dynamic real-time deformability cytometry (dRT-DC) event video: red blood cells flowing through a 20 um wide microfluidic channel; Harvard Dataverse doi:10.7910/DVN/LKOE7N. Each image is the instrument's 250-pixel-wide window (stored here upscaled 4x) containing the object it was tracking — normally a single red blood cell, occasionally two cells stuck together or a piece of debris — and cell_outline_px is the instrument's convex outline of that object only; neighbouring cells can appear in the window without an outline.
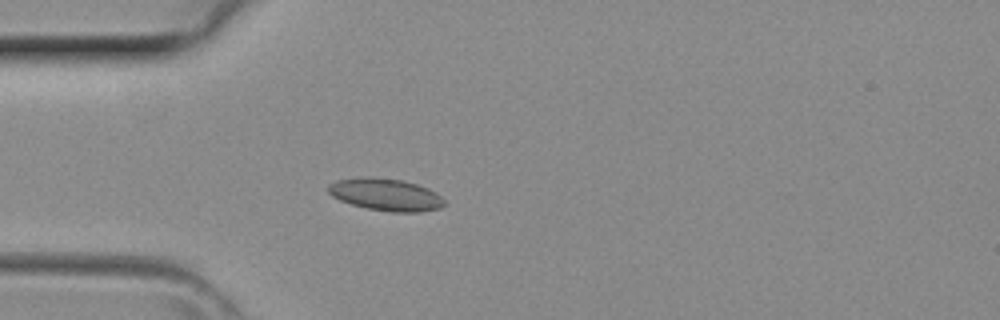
{"species": "common noctule bat (a hibernating species)", "species_latin": "Nyctalus noctula", "temperature_condition": "room temperature", "stored_images_in_passage": 35, "camera_frame_rate_fps": 3000, "um_per_image_px": 0.085, "animal": {"sex": "female", "body_mass_g": 29.2, "forearm_length_mm": 56.3}, "frame": {"image": 1, "passage_image": 6, "time_ms": 1.667, "image_size_px": [1000, 320], "cell_outline_px": [[444, 204], [440, 208], [420, 212], [392, 212], [368, 208], [352, 204], [340, 200], [332, 196], [328, 192], [328, 184], [336, 180], [400, 180], [416, 184], [428, 188], [436, 192], [444, 200]], "centroid_in_image_um": [32.84, 16.6], "position_along_channel_um": 52.2, "area_um2": 20.75}}
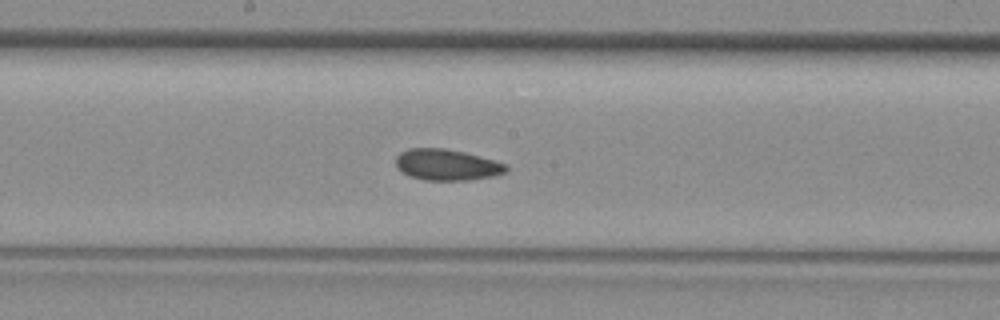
{"frame": {"image": 2, "passage_image": 16, "time_ms": 5.0, "image_size_px": [1000, 320], "cell_outline_px": [[508, 168], [504, 172], [496, 176], [468, 180], [424, 180], [408, 176], [396, 168], [396, 156], [400, 152], [408, 148], [444, 148], [464, 152], [496, 160], [508, 164]], "centroid_in_image_um": [37.97, 14.01], "position_along_channel_um": 210.2, "area_um2": 20.29}}
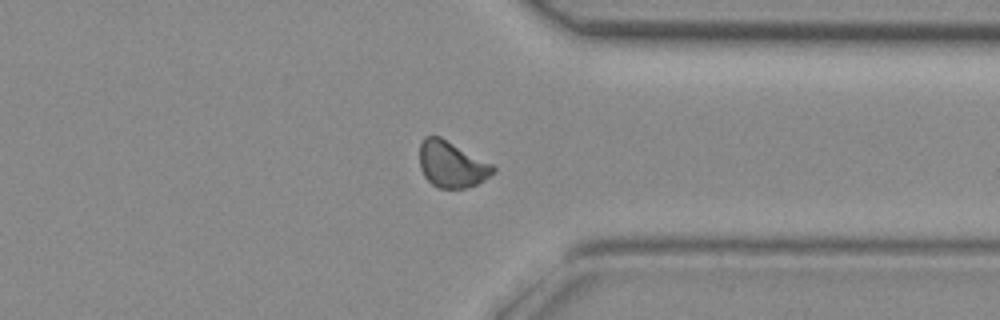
{"frame": {"image": 3, "passage_image": 26, "time_ms": 8.333, "image_size_px": [1000, 320], "cell_outline_px": [[496, 172], [484, 180], [476, 184], [464, 188], [440, 188], [432, 184], [424, 176], [420, 168], [420, 144], [424, 136], [440, 136], [492, 164], [496, 168]], "centroid_in_image_um": [38.39, 13.97], "position_along_channel_um": 373.0, "area_um2": 19.71}}